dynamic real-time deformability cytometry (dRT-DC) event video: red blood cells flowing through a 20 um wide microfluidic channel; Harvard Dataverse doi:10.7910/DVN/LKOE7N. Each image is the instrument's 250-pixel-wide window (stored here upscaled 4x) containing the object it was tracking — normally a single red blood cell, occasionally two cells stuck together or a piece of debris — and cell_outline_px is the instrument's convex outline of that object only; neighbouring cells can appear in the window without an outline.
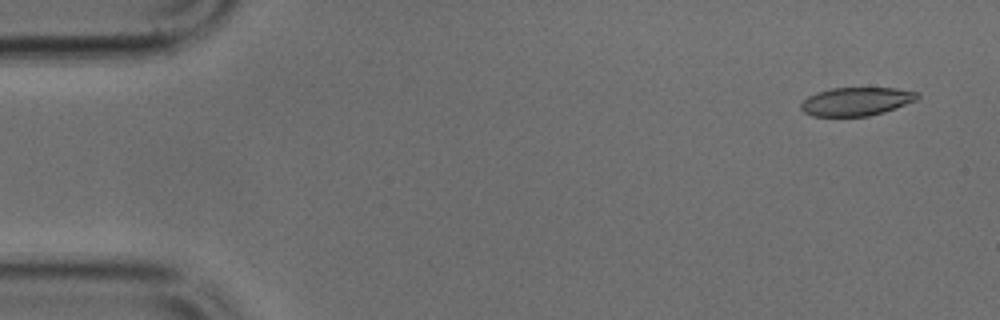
{"species": "common noctule bat (a hibernating species)", "species_latin": "Nyctalus noctula", "temperature_condition": "cold", "stored_images_in_passage": 15, "camera_frame_rate_fps": 3000, "um_per_image_px": 0.085, "animal": {"sex": "male", "body_mass_g": 17.9, "forearm_length_mm": 54.2}, "frame": {"image": 1, "passage_image": 3, "time_ms": 0.667, "image_size_px": [1000, 320], "cell_outline_px": [[920, 96], [916, 100], [884, 112], [868, 116], [812, 116], [804, 112], [800, 108], [800, 104], [808, 96], [816, 92], [832, 88], [896, 88], [916, 92]], "centroid_in_image_um": [72.76, 8.62], "position_along_channel_um": 12.2, "area_um2": 19.19}}